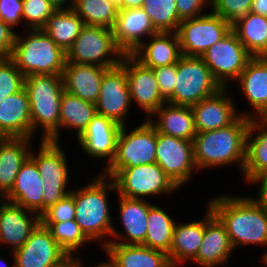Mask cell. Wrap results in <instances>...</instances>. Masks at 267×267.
Here are the masks:
<instances>
[{
	"label": "cell",
	"instance_id": "5b68a950",
	"mask_svg": "<svg viewBox=\"0 0 267 267\" xmlns=\"http://www.w3.org/2000/svg\"><path fill=\"white\" fill-rule=\"evenodd\" d=\"M10 59L25 77L31 74L62 75L66 52L44 30L28 29L25 37L16 32Z\"/></svg>",
	"mask_w": 267,
	"mask_h": 267
},
{
	"label": "cell",
	"instance_id": "d4e9b609",
	"mask_svg": "<svg viewBox=\"0 0 267 267\" xmlns=\"http://www.w3.org/2000/svg\"><path fill=\"white\" fill-rule=\"evenodd\" d=\"M0 137L32 138L30 103L25 88L0 100Z\"/></svg>",
	"mask_w": 267,
	"mask_h": 267
},
{
	"label": "cell",
	"instance_id": "ac0fdd59",
	"mask_svg": "<svg viewBox=\"0 0 267 267\" xmlns=\"http://www.w3.org/2000/svg\"><path fill=\"white\" fill-rule=\"evenodd\" d=\"M113 38L124 55H131L143 42V37L158 33L142 7L119 9L112 28Z\"/></svg>",
	"mask_w": 267,
	"mask_h": 267
},
{
	"label": "cell",
	"instance_id": "7c38bea8",
	"mask_svg": "<svg viewBox=\"0 0 267 267\" xmlns=\"http://www.w3.org/2000/svg\"><path fill=\"white\" fill-rule=\"evenodd\" d=\"M200 58L220 85L228 88V81L234 82L239 78L252 56L231 30L223 39L209 47Z\"/></svg>",
	"mask_w": 267,
	"mask_h": 267
},
{
	"label": "cell",
	"instance_id": "d590c367",
	"mask_svg": "<svg viewBox=\"0 0 267 267\" xmlns=\"http://www.w3.org/2000/svg\"><path fill=\"white\" fill-rule=\"evenodd\" d=\"M97 114L94 103L63 91L60 106V128L76 130L78 137Z\"/></svg>",
	"mask_w": 267,
	"mask_h": 267
},
{
	"label": "cell",
	"instance_id": "603a6c76",
	"mask_svg": "<svg viewBox=\"0 0 267 267\" xmlns=\"http://www.w3.org/2000/svg\"><path fill=\"white\" fill-rule=\"evenodd\" d=\"M242 90L254 114L245 112L240 115L248 118L267 117V58L252 57L235 81Z\"/></svg>",
	"mask_w": 267,
	"mask_h": 267
},
{
	"label": "cell",
	"instance_id": "cb8c5ba5",
	"mask_svg": "<svg viewBox=\"0 0 267 267\" xmlns=\"http://www.w3.org/2000/svg\"><path fill=\"white\" fill-rule=\"evenodd\" d=\"M43 180L36 163L28 157L20 167L11 191L3 198L41 216L43 214Z\"/></svg>",
	"mask_w": 267,
	"mask_h": 267
},
{
	"label": "cell",
	"instance_id": "ffe728a7",
	"mask_svg": "<svg viewBox=\"0 0 267 267\" xmlns=\"http://www.w3.org/2000/svg\"><path fill=\"white\" fill-rule=\"evenodd\" d=\"M227 88L191 106L197 133L213 131L232 124L239 116L238 108Z\"/></svg>",
	"mask_w": 267,
	"mask_h": 267
},
{
	"label": "cell",
	"instance_id": "6f0895ef",
	"mask_svg": "<svg viewBox=\"0 0 267 267\" xmlns=\"http://www.w3.org/2000/svg\"><path fill=\"white\" fill-rule=\"evenodd\" d=\"M115 3L117 6H120L123 0H109Z\"/></svg>",
	"mask_w": 267,
	"mask_h": 267
},
{
	"label": "cell",
	"instance_id": "9f6ffc18",
	"mask_svg": "<svg viewBox=\"0 0 267 267\" xmlns=\"http://www.w3.org/2000/svg\"><path fill=\"white\" fill-rule=\"evenodd\" d=\"M266 247H267V245H266ZM263 256H261V263H263L264 265H267V251L265 250V253L264 254H262Z\"/></svg>",
	"mask_w": 267,
	"mask_h": 267
},
{
	"label": "cell",
	"instance_id": "8fae6325",
	"mask_svg": "<svg viewBox=\"0 0 267 267\" xmlns=\"http://www.w3.org/2000/svg\"><path fill=\"white\" fill-rule=\"evenodd\" d=\"M231 30L232 26L226 20L210 11L199 17L182 20L176 33L183 56L201 57Z\"/></svg>",
	"mask_w": 267,
	"mask_h": 267
},
{
	"label": "cell",
	"instance_id": "d6a6232c",
	"mask_svg": "<svg viewBox=\"0 0 267 267\" xmlns=\"http://www.w3.org/2000/svg\"><path fill=\"white\" fill-rule=\"evenodd\" d=\"M242 45L252 57L267 56V17L249 12L232 25Z\"/></svg>",
	"mask_w": 267,
	"mask_h": 267
},
{
	"label": "cell",
	"instance_id": "83f0119b",
	"mask_svg": "<svg viewBox=\"0 0 267 267\" xmlns=\"http://www.w3.org/2000/svg\"><path fill=\"white\" fill-rule=\"evenodd\" d=\"M107 69L98 65L66 62L62 73L64 90L95 104L100 93L101 80Z\"/></svg>",
	"mask_w": 267,
	"mask_h": 267
},
{
	"label": "cell",
	"instance_id": "1f68e13d",
	"mask_svg": "<svg viewBox=\"0 0 267 267\" xmlns=\"http://www.w3.org/2000/svg\"><path fill=\"white\" fill-rule=\"evenodd\" d=\"M204 235V217L189 223H175L169 260L173 267L191 262L198 254Z\"/></svg>",
	"mask_w": 267,
	"mask_h": 267
},
{
	"label": "cell",
	"instance_id": "2e32d148",
	"mask_svg": "<svg viewBox=\"0 0 267 267\" xmlns=\"http://www.w3.org/2000/svg\"><path fill=\"white\" fill-rule=\"evenodd\" d=\"M121 63L126 69L131 103L138 104L148 119L167 102L161 95L154 71L142 65L132 55H123Z\"/></svg>",
	"mask_w": 267,
	"mask_h": 267
},
{
	"label": "cell",
	"instance_id": "f1b7e54d",
	"mask_svg": "<svg viewBox=\"0 0 267 267\" xmlns=\"http://www.w3.org/2000/svg\"><path fill=\"white\" fill-rule=\"evenodd\" d=\"M152 116H157L152 119ZM148 121L158 133L194 141L197 134L193 111L190 106L164 103Z\"/></svg>",
	"mask_w": 267,
	"mask_h": 267
},
{
	"label": "cell",
	"instance_id": "4316f807",
	"mask_svg": "<svg viewBox=\"0 0 267 267\" xmlns=\"http://www.w3.org/2000/svg\"><path fill=\"white\" fill-rule=\"evenodd\" d=\"M32 138L0 137V199L13 188L22 164L30 156Z\"/></svg>",
	"mask_w": 267,
	"mask_h": 267
},
{
	"label": "cell",
	"instance_id": "3957f363",
	"mask_svg": "<svg viewBox=\"0 0 267 267\" xmlns=\"http://www.w3.org/2000/svg\"><path fill=\"white\" fill-rule=\"evenodd\" d=\"M96 178L74 189L75 220L91 242L98 241L104 248L111 240L114 226L107 195L110 190L116 192V187L113 180L103 174L99 173Z\"/></svg>",
	"mask_w": 267,
	"mask_h": 267
},
{
	"label": "cell",
	"instance_id": "e0dca14e",
	"mask_svg": "<svg viewBox=\"0 0 267 267\" xmlns=\"http://www.w3.org/2000/svg\"><path fill=\"white\" fill-rule=\"evenodd\" d=\"M206 208L203 240L192 262L201 267H219L227 264L234 249L224 224L208 205Z\"/></svg>",
	"mask_w": 267,
	"mask_h": 267
},
{
	"label": "cell",
	"instance_id": "44dd1931",
	"mask_svg": "<svg viewBox=\"0 0 267 267\" xmlns=\"http://www.w3.org/2000/svg\"><path fill=\"white\" fill-rule=\"evenodd\" d=\"M39 223L40 216L36 213L0 199V245L9 244L12 252L17 250Z\"/></svg>",
	"mask_w": 267,
	"mask_h": 267
},
{
	"label": "cell",
	"instance_id": "5bb4252c",
	"mask_svg": "<svg viewBox=\"0 0 267 267\" xmlns=\"http://www.w3.org/2000/svg\"><path fill=\"white\" fill-rule=\"evenodd\" d=\"M131 104L125 66L120 63L108 68L101 80L100 93L95 103L97 114L125 126V117L130 114L127 112Z\"/></svg>",
	"mask_w": 267,
	"mask_h": 267
},
{
	"label": "cell",
	"instance_id": "60d3db41",
	"mask_svg": "<svg viewBox=\"0 0 267 267\" xmlns=\"http://www.w3.org/2000/svg\"><path fill=\"white\" fill-rule=\"evenodd\" d=\"M25 76L10 59H0V100L24 88Z\"/></svg>",
	"mask_w": 267,
	"mask_h": 267
},
{
	"label": "cell",
	"instance_id": "7a4b0ae2",
	"mask_svg": "<svg viewBox=\"0 0 267 267\" xmlns=\"http://www.w3.org/2000/svg\"><path fill=\"white\" fill-rule=\"evenodd\" d=\"M249 122L250 118L240 115L229 126L197 133L193 141L197 169H215L236 162L243 173Z\"/></svg>",
	"mask_w": 267,
	"mask_h": 267
},
{
	"label": "cell",
	"instance_id": "d6986e66",
	"mask_svg": "<svg viewBox=\"0 0 267 267\" xmlns=\"http://www.w3.org/2000/svg\"><path fill=\"white\" fill-rule=\"evenodd\" d=\"M121 127L115 121L96 114L77 137V142L87 155L97 159L108 158L105 163V167H108L115 158Z\"/></svg>",
	"mask_w": 267,
	"mask_h": 267
},
{
	"label": "cell",
	"instance_id": "74e56055",
	"mask_svg": "<svg viewBox=\"0 0 267 267\" xmlns=\"http://www.w3.org/2000/svg\"><path fill=\"white\" fill-rule=\"evenodd\" d=\"M41 223L50 230L53 238L70 258L77 257L79 249L91 242L75 219L63 222Z\"/></svg>",
	"mask_w": 267,
	"mask_h": 267
},
{
	"label": "cell",
	"instance_id": "b9f144b4",
	"mask_svg": "<svg viewBox=\"0 0 267 267\" xmlns=\"http://www.w3.org/2000/svg\"><path fill=\"white\" fill-rule=\"evenodd\" d=\"M253 0H211V11L226 20L231 26L245 17Z\"/></svg>",
	"mask_w": 267,
	"mask_h": 267
},
{
	"label": "cell",
	"instance_id": "f546056e",
	"mask_svg": "<svg viewBox=\"0 0 267 267\" xmlns=\"http://www.w3.org/2000/svg\"><path fill=\"white\" fill-rule=\"evenodd\" d=\"M103 249L113 267H173L167 253L143 245L108 243Z\"/></svg>",
	"mask_w": 267,
	"mask_h": 267
},
{
	"label": "cell",
	"instance_id": "836d02e7",
	"mask_svg": "<svg viewBox=\"0 0 267 267\" xmlns=\"http://www.w3.org/2000/svg\"><path fill=\"white\" fill-rule=\"evenodd\" d=\"M84 26L83 19L72 8L57 9L42 28L65 52L72 46Z\"/></svg>",
	"mask_w": 267,
	"mask_h": 267
},
{
	"label": "cell",
	"instance_id": "4dcf8cb0",
	"mask_svg": "<svg viewBox=\"0 0 267 267\" xmlns=\"http://www.w3.org/2000/svg\"><path fill=\"white\" fill-rule=\"evenodd\" d=\"M255 135V136H254ZM267 172V117L250 118L243 177L249 183Z\"/></svg>",
	"mask_w": 267,
	"mask_h": 267
},
{
	"label": "cell",
	"instance_id": "7dc6e473",
	"mask_svg": "<svg viewBox=\"0 0 267 267\" xmlns=\"http://www.w3.org/2000/svg\"><path fill=\"white\" fill-rule=\"evenodd\" d=\"M16 31L0 19V59L11 57Z\"/></svg>",
	"mask_w": 267,
	"mask_h": 267
},
{
	"label": "cell",
	"instance_id": "e575fe53",
	"mask_svg": "<svg viewBox=\"0 0 267 267\" xmlns=\"http://www.w3.org/2000/svg\"><path fill=\"white\" fill-rule=\"evenodd\" d=\"M173 217L164 209L152 205L147 218V234L143 246L169 253L175 228Z\"/></svg>",
	"mask_w": 267,
	"mask_h": 267
},
{
	"label": "cell",
	"instance_id": "7bdbcfd3",
	"mask_svg": "<svg viewBox=\"0 0 267 267\" xmlns=\"http://www.w3.org/2000/svg\"><path fill=\"white\" fill-rule=\"evenodd\" d=\"M73 219H75L74 189L40 216V222H63Z\"/></svg>",
	"mask_w": 267,
	"mask_h": 267
},
{
	"label": "cell",
	"instance_id": "f35d334b",
	"mask_svg": "<svg viewBox=\"0 0 267 267\" xmlns=\"http://www.w3.org/2000/svg\"><path fill=\"white\" fill-rule=\"evenodd\" d=\"M176 0H145L142 8L158 32H177L180 20Z\"/></svg>",
	"mask_w": 267,
	"mask_h": 267
},
{
	"label": "cell",
	"instance_id": "f907efd6",
	"mask_svg": "<svg viewBox=\"0 0 267 267\" xmlns=\"http://www.w3.org/2000/svg\"><path fill=\"white\" fill-rule=\"evenodd\" d=\"M145 0H123L119 9H130L142 7Z\"/></svg>",
	"mask_w": 267,
	"mask_h": 267
},
{
	"label": "cell",
	"instance_id": "8d00e7d4",
	"mask_svg": "<svg viewBox=\"0 0 267 267\" xmlns=\"http://www.w3.org/2000/svg\"><path fill=\"white\" fill-rule=\"evenodd\" d=\"M72 9L83 19L84 25L112 29L119 6L109 0H74Z\"/></svg>",
	"mask_w": 267,
	"mask_h": 267
},
{
	"label": "cell",
	"instance_id": "8992f818",
	"mask_svg": "<svg viewBox=\"0 0 267 267\" xmlns=\"http://www.w3.org/2000/svg\"><path fill=\"white\" fill-rule=\"evenodd\" d=\"M126 126L120 129L114 160L100 172L108 178H112L124 167L156 163L157 131L155 127L148 119L129 133L126 131Z\"/></svg>",
	"mask_w": 267,
	"mask_h": 267
},
{
	"label": "cell",
	"instance_id": "30bf717a",
	"mask_svg": "<svg viewBox=\"0 0 267 267\" xmlns=\"http://www.w3.org/2000/svg\"><path fill=\"white\" fill-rule=\"evenodd\" d=\"M111 179L115 184L116 193L129 199L171 195L178 189L157 163L124 167Z\"/></svg>",
	"mask_w": 267,
	"mask_h": 267
},
{
	"label": "cell",
	"instance_id": "4fadbf2b",
	"mask_svg": "<svg viewBox=\"0 0 267 267\" xmlns=\"http://www.w3.org/2000/svg\"><path fill=\"white\" fill-rule=\"evenodd\" d=\"M156 163L178 188L183 187L198 170L193 141L157 132Z\"/></svg>",
	"mask_w": 267,
	"mask_h": 267
},
{
	"label": "cell",
	"instance_id": "ba28073f",
	"mask_svg": "<svg viewBox=\"0 0 267 267\" xmlns=\"http://www.w3.org/2000/svg\"><path fill=\"white\" fill-rule=\"evenodd\" d=\"M39 151L30 152L43 180V213L72 190H68V159L59 142L41 140ZM67 188V189H66Z\"/></svg>",
	"mask_w": 267,
	"mask_h": 267
},
{
	"label": "cell",
	"instance_id": "f5cc1de1",
	"mask_svg": "<svg viewBox=\"0 0 267 267\" xmlns=\"http://www.w3.org/2000/svg\"><path fill=\"white\" fill-rule=\"evenodd\" d=\"M59 267H78V256L74 258H70L63 265Z\"/></svg>",
	"mask_w": 267,
	"mask_h": 267
},
{
	"label": "cell",
	"instance_id": "db71d44e",
	"mask_svg": "<svg viewBox=\"0 0 267 267\" xmlns=\"http://www.w3.org/2000/svg\"><path fill=\"white\" fill-rule=\"evenodd\" d=\"M81 257H78V267H83V263L80 260ZM93 267H113V264L111 263V261L108 259V261L106 262H102L100 264H98L97 266H93Z\"/></svg>",
	"mask_w": 267,
	"mask_h": 267
},
{
	"label": "cell",
	"instance_id": "816d5d0a",
	"mask_svg": "<svg viewBox=\"0 0 267 267\" xmlns=\"http://www.w3.org/2000/svg\"><path fill=\"white\" fill-rule=\"evenodd\" d=\"M52 5H54L57 9H68V8H72V5H73V1L74 0H70L69 3L68 0H48ZM66 3H69L66 4ZM66 4V6H65Z\"/></svg>",
	"mask_w": 267,
	"mask_h": 267
},
{
	"label": "cell",
	"instance_id": "484cf974",
	"mask_svg": "<svg viewBox=\"0 0 267 267\" xmlns=\"http://www.w3.org/2000/svg\"><path fill=\"white\" fill-rule=\"evenodd\" d=\"M142 65L155 69L177 64L183 56L176 32H158L143 42L132 54Z\"/></svg>",
	"mask_w": 267,
	"mask_h": 267
},
{
	"label": "cell",
	"instance_id": "9a60e30c",
	"mask_svg": "<svg viewBox=\"0 0 267 267\" xmlns=\"http://www.w3.org/2000/svg\"><path fill=\"white\" fill-rule=\"evenodd\" d=\"M13 255L15 267H59L70 259L41 222Z\"/></svg>",
	"mask_w": 267,
	"mask_h": 267
},
{
	"label": "cell",
	"instance_id": "681fc988",
	"mask_svg": "<svg viewBox=\"0 0 267 267\" xmlns=\"http://www.w3.org/2000/svg\"><path fill=\"white\" fill-rule=\"evenodd\" d=\"M250 12L267 17V0H253Z\"/></svg>",
	"mask_w": 267,
	"mask_h": 267
},
{
	"label": "cell",
	"instance_id": "ab89813d",
	"mask_svg": "<svg viewBox=\"0 0 267 267\" xmlns=\"http://www.w3.org/2000/svg\"><path fill=\"white\" fill-rule=\"evenodd\" d=\"M56 10L48 0H23V22H28L29 29H42Z\"/></svg>",
	"mask_w": 267,
	"mask_h": 267
},
{
	"label": "cell",
	"instance_id": "6da1fadb",
	"mask_svg": "<svg viewBox=\"0 0 267 267\" xmlns=\"http://www.w3.org/2000/svg\"><path fill=\"white\" fill-rule=\"evenodd\" d=\"M209 201L207 205L226 227L234 250L267 245V211L251 197L221 194Z\"/></svg>",
	"mask_w": 267,
	"mask_h": 267
},
{
	"label": "cell",
	"instance_id": "9c48e42d",
	"mask_svg": "<svg viewBox=\"0 0 267 267\" xmlns=\"http://www.w3.org/2000/svg\"><path fill=\"white\" fill-rule=\"evenodd\" d=\"M123 55L114 41L112 29L84 25L66 52V62L112 68L121 63Z\"/></svg>",
	"mask_w": 267,
	"mask_h": 267
},
{
	"label": "cell",
	"instance_id": "11a10c76",
	"mask_svg": "<svg viewBox=\"0 0 267 267\" xmlns=\"http://www.w3.org/2000/svg\"><path fill=\"white\" fill-rule=\"evenodd\" d=\"M1 253V252H0ZM11 253H12V258H13V262H12V266H10V267H15V259H14V255H13V252L11 251ZM0 257H1V255H0ZM2 260V261H1ZM1 262H4L3 261V259H1L0 258V267H9L8 265H6L7 263L5 262V264L4 263H1ZM3 265V266H2Z\"/></svg>",
	"mask_w": 267,
	"mask_h": 267
},
{
	"label": "cell",
	"instance_id": "bcb514c9",
	"mask_svg": "<svg viewBox=\"0 0 267 267\" xmlns=\"http://www.w3.org/2000/svg\"><path fill=\"white\" fill-rule=\"evenodd\" d=\"M179 20L191 19L202 16L204 7L211 6V0H176Z\"/></svg>",
	"mask_w": 267,
	"mask_h": 267
},
{
	"label": "cell",
	"instance_id": "c3c4849f",
	"mask_svg": "<svg viewBox=\"0 0 267 267\" xmlns=\"http://www.w3.org/2000/svg\"><path fill=\"white\" fill-rule=\"evenodd\" d=\"M249 183L260 184L256 197H251L260 207L267 211V172L254 177Z\"/></svg>",
	"mask_w": 267,
	"mask_h": 267
},
{
	"label": "cell",
	"instance_id": "f6af8a7d",
	"mask_svg": "<svg viewBox=\"0 0 267 267\" xmlns=\"http://www.w3.org/2000/svg\"><path fill=\"white\" fill-rule=\"evenodd\" d=\"M22 12L23 0H0V19L12 29L21 23L26 26V23L23 24Z\"/></svg>",
	"mask_w": 267,
	"mask_h": 267
},
{
	"label": "cell",
	"instance_id": "277c9868",
	"mask_svg": "<svg viewBox=\"0 0 267 267\" xmlns=\"http://www.w3.org/2000/svg\"><path fill=\"white\" fill-rule=\"evenodd\" d=\"M24 88L30 103L32 137L42 127L41 140L60 143L62 75L31 74L25 77Z\"/></svg>",
	"mask_w": 267,
	"mask_h": 267
},
{
	"label": "cell",
	"instance_id": "7402d4cb",
	"mask_svg": "<svg viewBox=\"0 0 267 267\" xmlns=\"http://www.w3.org/2000/svg\"><path fill=\"white\" fill-rule=\"evenodd\" d=\"M119 212L124 233L113 226L109 243L143 245L147 234L149 208L153 205L145 199H129L119 195ZM117 238V239H115ZM117 240V241H116Z\"/></svg>",
	"mask_w": 267,
	"mask_h": 267
},
{
	"label": "cell",
	"instance_id": "52a82bcc",
	"mask_svg": "<svg viewBox=\"0 0 267 267\" xmlns=\"http://www.w3.org/2000/svg\"><path fill=\"white\" fill-rule=\"evenodd\" d=\"M222 88L200 57L182 56L177 62L174 92L167 103L191 107Z\"/></svg>",
	"mask_w": 267,
	"mask_h": 267
},
{
	"label": "cell",
	"instance_id": "ee69618b",
	"mask_svg": "<svg viewBox=\"0 0 267 267\" xmlns=\"http://www.w3.org/2000/svg\"><path fill=\"white\" fill-rule=\"evenodd\" d=\"M161 95L167 100L174 92L177 79V64L153 69Z\"/></svg>",
	"mask_w": 267,
	"mask_h": 267
}]
</instances>
